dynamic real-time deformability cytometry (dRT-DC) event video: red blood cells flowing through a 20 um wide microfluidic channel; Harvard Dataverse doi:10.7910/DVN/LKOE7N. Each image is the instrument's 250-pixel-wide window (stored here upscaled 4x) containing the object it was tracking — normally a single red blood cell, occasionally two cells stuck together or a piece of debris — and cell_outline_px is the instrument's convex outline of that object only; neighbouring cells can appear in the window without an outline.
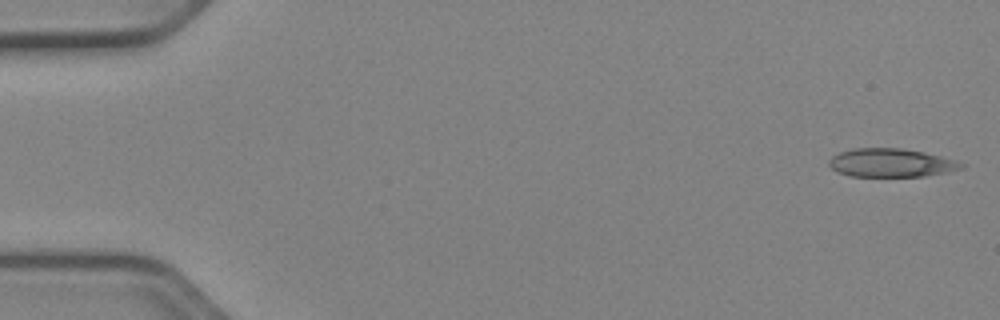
{"species": "Egyptian fruit bat (a non-hibernating species)", "species_latin": "Rousettus aegyptiacus", "temperature_condition": "cold", "stored_images_in_passage": 51, "camera_frame_rate_fps": 3000, "um_per_image_px": 0.085, "animal": {"sex": "female"}, "frame": {"image": 1, "passage_image": 1, "time_ms": 0.0, "image_size_px": [1000, 320], "cell_outline_px": [[968, 164], [964, 168], [924, 176], [848, 176], [836, 172], [828, 164], [828, 160], [832, 156], [840, 152], [852, 148], [900, 148], [924, 152], [956, 160]], "centroid_in_image_um": [75.73, 13.84], "position_along_channel_um": 9.3, "area_um2": 22.02}}
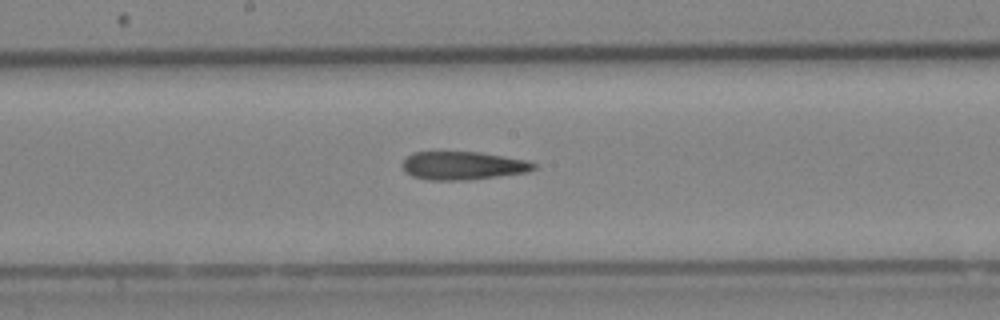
{"frame": {"image": 2, "passage_image": 27, "time_ms": 8.667, "image_size_px": [1000, 320], "cell_outline_px": [[536, 168], [528, 172], [500, 176], [464, 180], [428, 180], [412, 176], [404, 172], [400, 164], [412, 152], [480, 152], [528, 160], [536, 164]], "centroid_in_image_um": [39.33, 14.08], "position_along_channel_um": 208.9, "area_um2": 21.79}}
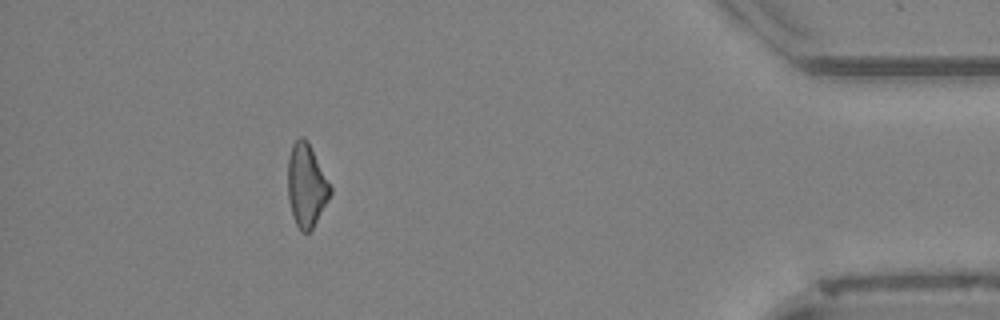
{"frame": {"image": 3, "passage_image": 46, "time_ms": 15.0, "image_size_px": [1000, 320], "cell_outline_px": [[332, 192], [312, 228], [308, 232], [300, 232], [296, 224], [288, 200], [288, 156], [292, 144], [300, 136], [304, 136], [308, 140], [332, 188]], "centroid_in_image_um": [26.03, 15.71], "position_along_channel_um": 409.2, "area_um2": 20.46}, "authors_computed_cell_mechanics": {"area_um2": 22.1374, "velocity_mm_per_s": 3.9812, "shape_relaxation_time_tau1_ms": null, "shape_relaxation_time_tau2_ms": 7.5717, "deformation_change_tau1": null, "deformation_change_tau2": 0.2317}}